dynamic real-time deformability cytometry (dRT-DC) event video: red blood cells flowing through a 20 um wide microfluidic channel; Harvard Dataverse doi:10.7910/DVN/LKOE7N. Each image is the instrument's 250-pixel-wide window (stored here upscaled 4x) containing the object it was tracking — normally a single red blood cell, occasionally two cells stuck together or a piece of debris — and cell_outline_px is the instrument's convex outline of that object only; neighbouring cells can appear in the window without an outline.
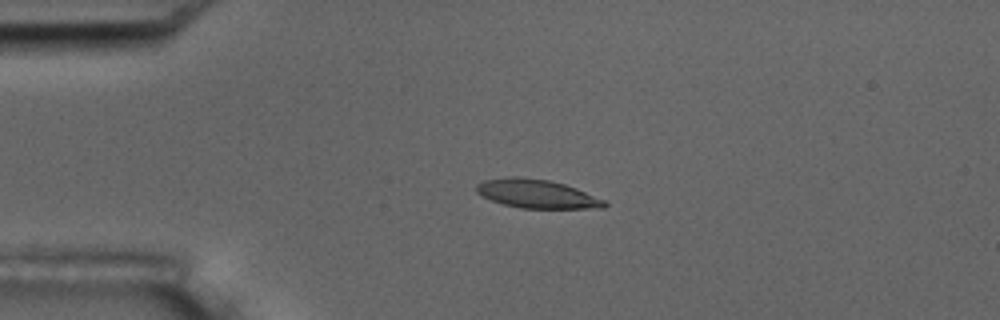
{"species": "common noctule bat (a hibernating species)", "species_latin": "Nyctalus noctula", "temperature_condition": "room temperature", "stored_images_in_passage": 4, "camera_frame_rate_fps": 3000, "um_per_image_px": 0.085, "animal": {"sex": "male", "body_mass_g": 17.5, "forearm_length_mm": 52.3}, "frame": {"image": 1, "passage_image": 2, "time_ms": 1.0, "image_size_px": [1000, 320], "cell_outline_px": [[608, 204], [604, 208], [520, 208], [504, 204], [492, 200], [476, 192], [476, 184], [484, 180], [512, 176], [516, 176], [548, 180], [564, 184], [576, 188], [604, 200]], "centroid_in_image_um": [45.62, 16.47], "position_along_channel_um": 39.4, "area_um2": 21.15}}